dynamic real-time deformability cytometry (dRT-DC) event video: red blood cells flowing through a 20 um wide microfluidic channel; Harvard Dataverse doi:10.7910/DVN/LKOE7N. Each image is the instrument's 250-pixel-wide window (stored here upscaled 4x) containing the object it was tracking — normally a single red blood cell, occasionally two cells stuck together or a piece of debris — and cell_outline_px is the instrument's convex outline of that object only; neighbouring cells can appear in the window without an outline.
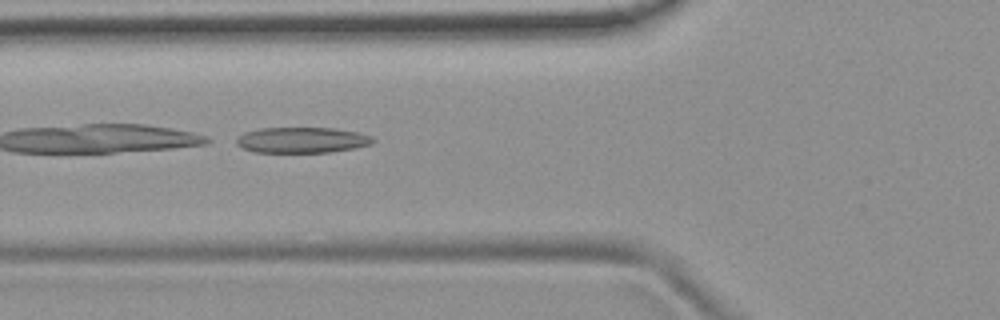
{"species": "common noctule bat (a hibernating species)", "species_latin": "Nyctalus noctula", "temperature_condition": "room temperature", "stored_images_in_passage": 5, "camera_frame_rate_fps": 3000, "um_per_image_px": 0.085, "animal": {"sex": "female", "body_mass_g": 19.9}, "frame": {"image": 1, "passage_image": 5, "time_ms": 1.333, "image_size_px": [1000, 320], "cell_outline_px": [[376, 140], [372, 144], [356, 148], [328, 152], [252, 152], [236, 144], [236, 136], [244, 132], [260, 128], [336, 128], [360, 132], [372, 136]], "centroid_in_image_um": [25.69, 11.9], "position_along_channel_um": 100.1, "area_um2": 20.69}}